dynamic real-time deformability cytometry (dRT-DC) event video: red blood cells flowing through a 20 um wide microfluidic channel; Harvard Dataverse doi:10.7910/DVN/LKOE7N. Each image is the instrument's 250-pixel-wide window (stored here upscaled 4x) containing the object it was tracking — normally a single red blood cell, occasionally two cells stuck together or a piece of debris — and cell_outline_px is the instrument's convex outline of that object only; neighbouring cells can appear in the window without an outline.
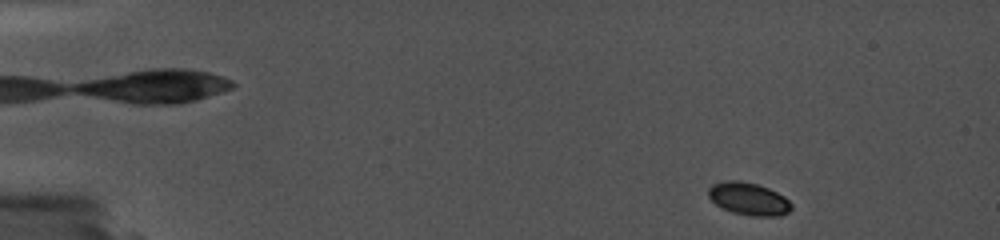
{"species": "common noctule bat (a hibernating species)", "species_latin": "Nyctalus noctula", "temperature_condition": "cold", "stored_images_in_passage": 13, "camera_frame_rate_fps": 5000, "um_per_image_px": 0.085, "animal": {"sex": "female", "body_mass_g": 19.0, "forearm_length_mm": 56.7}, "frame": {"image": 1, "passage_image": 3, "time_ms": 0.6, "image_size_px": [1000, 240], "cell_outline_px": [[792, 208], [788, 212], [780, 216], [752, 216], [732, 212], [716, 204], [708, 196], [708, 188], [712, 184], [724, 180], [740, 180], [756, 184], [768, 188], [784, 196], [792, 204]], "centroid_in_image_um": [63.63, 16.89], "position_along_channel_um": 21.4, "area_um2": 15.78}}